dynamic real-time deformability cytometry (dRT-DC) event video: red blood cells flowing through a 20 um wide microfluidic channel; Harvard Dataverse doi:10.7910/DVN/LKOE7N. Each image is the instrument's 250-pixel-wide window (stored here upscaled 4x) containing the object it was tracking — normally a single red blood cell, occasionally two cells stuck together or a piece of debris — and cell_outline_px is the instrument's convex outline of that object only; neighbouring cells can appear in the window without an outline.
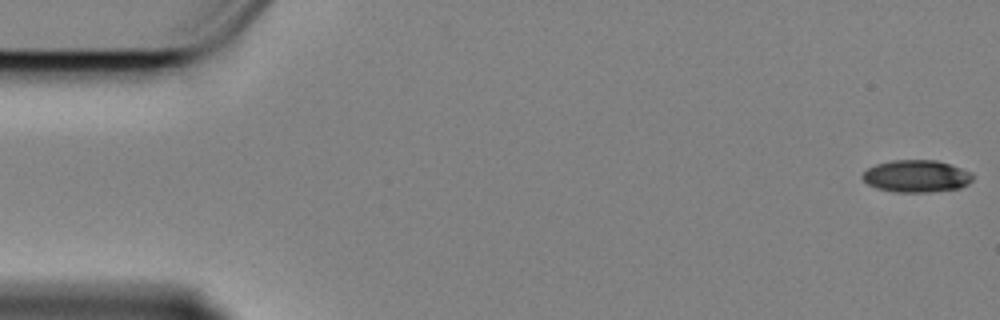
{"species": "Egyptian fruit bat (a non-hibernating species)", "species_latin": "Rousettus aegyptiacus", "temperature_condition": "cold", "stored_images_in_passage": 58, "camera_frame_rate_fps": 3000, "um_per_image_px": 0.085, "animal": {"sex": "female"}, "frame": {"image": 1, "passage_image": 1, "time_ms": 0.0, "image_size_px": [1000, 320], "cell_outline_px": [[972, 180], [968, 184], [960, 188], [928, 192], [896, 192], [876, 188], [868, 184], [860, 176], [868, 168], [876, 164], [892, 160], [936, 160], [972, 172]], "centroid_in_image_um": [77.88, 14.97], "position_along_channel_um": 7.1, "area_um2": 20.63}}
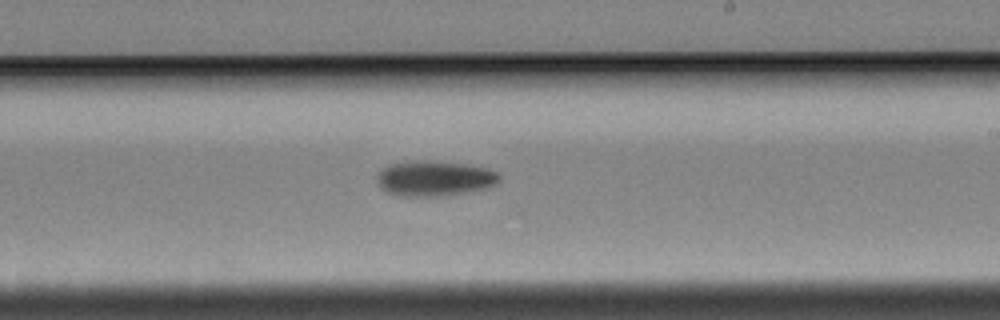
{"frame": {"image": 2, "passage_image": 34, "time_ms": 11.0, "image_size_px": [1000, 320], "cell_outline_px": [[500, 180], [496, 184], [484, 188], [468, 192], [432, 196], [404, 196], [392, 192], [384, 188], [380, 184], [380, 172], [388, 164], [412, 160], [436, 160], [468, 164], [488, 168], [496, 172], [500, 176]], "centroid_in_image_um": [37.01, 15.12], "position_along_channel_um": 252.0, "area_um2": 24.8}}
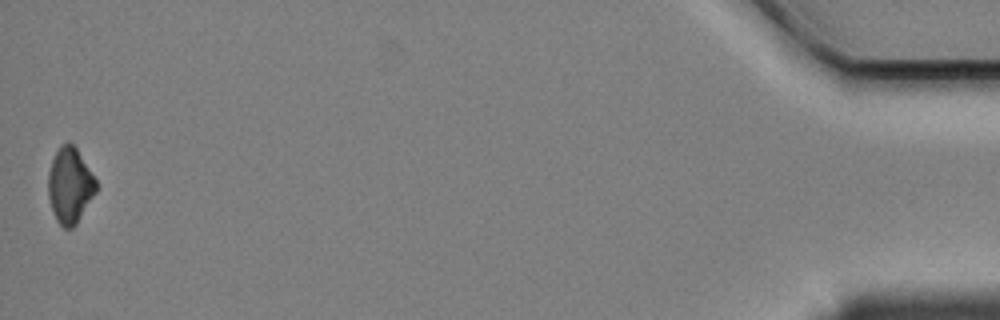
{"frame": {"image": 3, "passage_image": 58, "time_ms": 19.0, "image_size_px": [1000, 320], "cell_outline_px": [[96, 192], [76, 224], [72, 228], [64, 228], [56, 220], [48, 196], [48, 172], [52, 160], [60, 144], [72, 144], [76, 148], [96, 180]], "centroid_in_image_um": [5.93, 15.78], "position_along_channel_um": 429.3, "area_um2": 20.75}, "authors_computed_cell_mechanics": {"area_um2": 22.7732, "velocity_mm_per_s": 3.3982, "shape_relaxation_time_tau1_ms": 3.5646, "shape_relaxation_time_tau2_ms": null, "deformation_change_tau1": 0.112, "deformation_change_tau2": null}}